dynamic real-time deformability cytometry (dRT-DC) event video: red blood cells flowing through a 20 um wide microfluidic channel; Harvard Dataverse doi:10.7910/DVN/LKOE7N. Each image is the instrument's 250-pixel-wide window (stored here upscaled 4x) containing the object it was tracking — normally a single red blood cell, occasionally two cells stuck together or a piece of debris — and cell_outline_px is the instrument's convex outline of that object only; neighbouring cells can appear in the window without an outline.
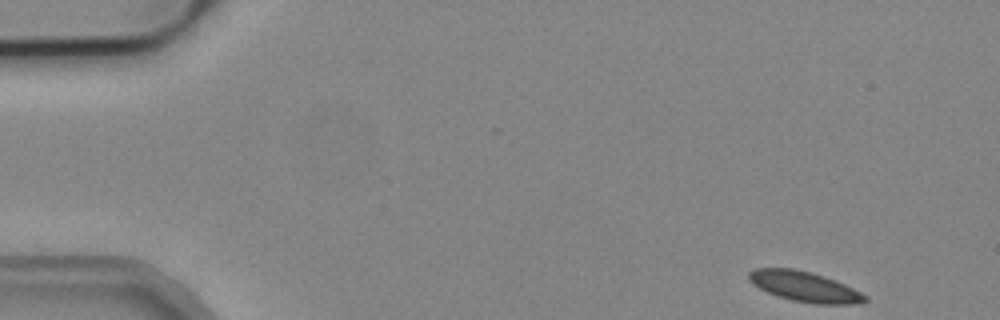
{"species": "common noctule bat (a hibernating species)", "species_latin": "Nyctalus noctula", "temperature_condition": "cold", "stored_images_in_passage": 4, "camera_frame_rate_fps": 3000, "um_per_image_px": 0.085, "animal": {"sex": "male", "body_mass_g": 19.2, "forearm_length_mm": 51.8}, "frame": {"image": 1, "passage_image": 1, "time_ms": 0.0, "image_size_px": [1000, 320], "cell_outline_px": [[868, 300], [856, 304], [816, 304], [792, 300], [776, 296], [752, 284], [748, 280], [748, 272], [756, 268], [792, 268], [812, 272], [836, 280], [868, 296]], "centroid_in_image_um": [68.38, 24.36], "position_along_channel_um": 16.6, "area_um2": 20.52}}
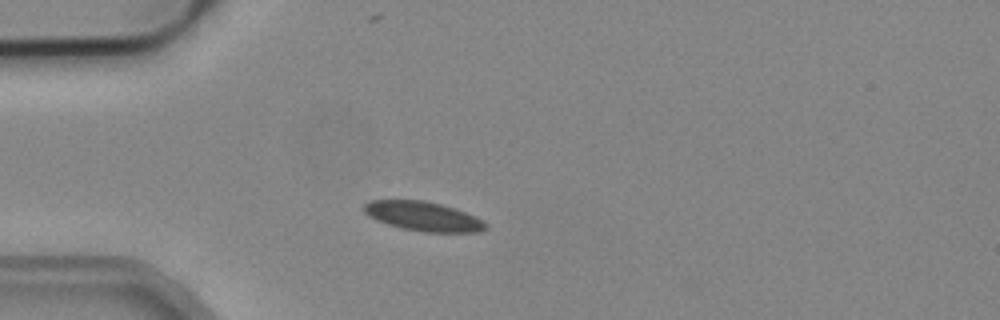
{"frame": {"image": 2, "passage_image": 3, "time_ms": 0.667, "image_size_px": [1000, 320], "cell_outline_px": [[488, 228], [480, 232], [424, 232], [400, 228], [376, 220], [368, 216], [364, 212], [364, 204], [368, 200], [420, 200], [440, 204], [464, 212], [484, 220], [488, 224]], "centroid_in_image_um": [35.97, 18.4], "position_along_channel_um": 49.0, "area_um2": 20.81}}